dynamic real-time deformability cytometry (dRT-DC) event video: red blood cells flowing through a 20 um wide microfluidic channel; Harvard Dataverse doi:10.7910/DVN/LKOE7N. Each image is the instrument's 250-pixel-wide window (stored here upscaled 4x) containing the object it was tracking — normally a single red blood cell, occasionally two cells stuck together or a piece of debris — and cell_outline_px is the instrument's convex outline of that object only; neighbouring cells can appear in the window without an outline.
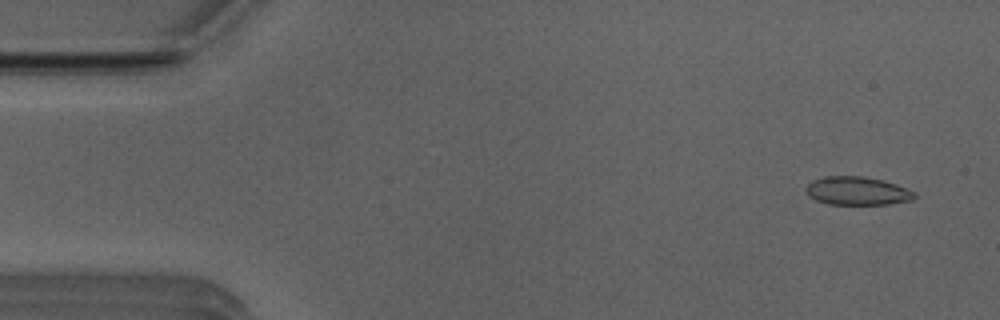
{"species": "Egyptian fruit bat (a non-hibernating species)", "species_latin": "Rousettus aegyptiacus", "temperature_condition": "room temperature", "stored_images_in_passage": 21, "camera_frame_rate_fps": 3000, "um_per_image_px": 0.085, "animal": {"sex": "male"}, "frame": {"image": 1, "passage_image": 3, "time_ms": 0.667, "image_size_px": [1000, 320], "cell_outline_px": [[916, 196], [912, 200], [888, 204], [828, 204], [816, 200], [808, 196], [804, 188], [812, 180], [824, 176], [864, 176], [884, 180], [896, 184], [916, 192]], "centroid_in_image_um": [72.85, 16.22], "position_along_channel_um": 12.1, "area_um2": 18.09}}
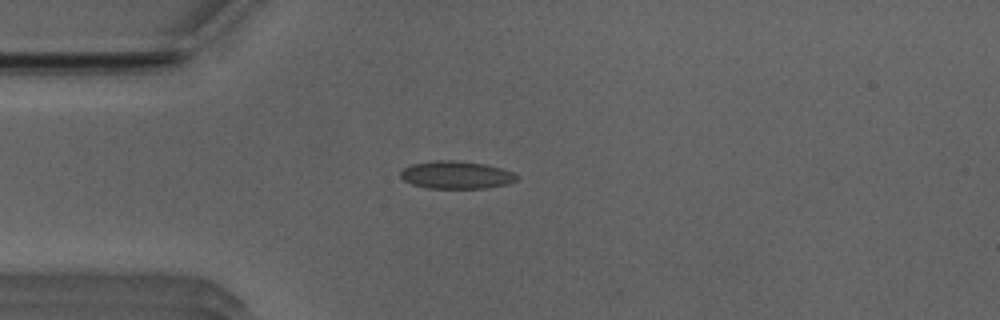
{"frame": {"image": 2, "passage_image": 13, "time_ms": 4.0, "image_size_px": [1000, 320], "cell_outline_px": [[520, 176], [516, 180], [508, 184], [488, 188], [428, 188], [412, 184], [404, 180], [400, 176], [400, 172], [404, 168], [412, 164], [432, 160], [456, 160], [484, 164], [500, 168], [512, 172]], "centroid_in_image_um": [38.79, 14.87], "position_along_channel_um": 46.2, "area_um2": 18.79}}